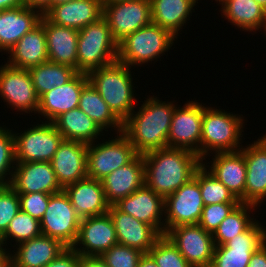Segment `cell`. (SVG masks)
Masks as SVG:
<instances>
[{
	"mask_svg": "<svg viewBox=\"0 0 266 267\" xmlns=\"http://www.w3.org/2000/svg\"><path fill=\"white\" fill-rule=\"evenodd\" d=\"M145 185L164 199L193 178L202 160L186 149L163 148L143 155Z\"/></svg>",
	"mask_w": 266,
	"mask_h": 267,
	"instance_id": "obj_1",
	"label": "cell"
},
{
	"mask_svg": "<svg viewBox=\"0 0 266 267\" xmlns=\"http://www.w3.org/2000/svg\"><path fill=\"white\" fill-rule=\"evenodd\" d=\"M175 107L171 101L166 103L150 96L137 113L133 110L123 122L122 132L138 155L167 148V137Z\"/></svg>",
	"mask_w": 266,
	"mask_h": 267,
	"instance_id": "obj_2",
	"label": "cell"
},
{
	"mask_svg": "<svg viewBox=\"0 0 266 267\" xmlns=\"http://www.w3.org/2000/svg\"><path fill=\"white\" fill-rule=\"evenodd\" d=\"M131 68L118 61L90 71L89 82L123 123L135 109Z\"/></svg>",
	"mask_w": 266,
	"mask_h": 267,
	"instance_id": "obj_3",
	"label": "cell"
},
{
	"mask_svg": "<svg viewBox=\"0 0 266 267\" xmlns=\"http://www.w3.org/2000/svg\"><path fill=\"white\" fill-rule=\"evenodd\" d=\"M117 57L118 43L104 17L79 30L76 63L78 73L88 74L110 65L117 61Z\"/></svg>",
	"mask_w": 266,
	"mask_h": 267,
	"instance_id": "obj_4",
	"label": "cell"
},
{
	"mask_svg": "<svg viewBox=\"0 0 266 267\" xmlns=\"http://www.w3.org/2000/svg\"><path fill=\"white\" fill-rule=\"evenodd\" d=\"M243 117L205 107L202 126L200 159L205 160L210 150L216 152H234L241 149ZM242 128V129H241ZM241 137V139H240ZM239 147V148H238Z\"/></svg>",
	"mask_w": 266,
	"mask_h": 267,
	"instance_id": "obj_5",
	"label": "cell"
},
{
	"mask_svg": "<svg viewBox=\"0 0 266 267\" xmlns=\"http://www.w3.org/2000/svg\"><path fill=\"white\" fill-rule=\"evenodd\" d=\"M175 37L167 29L150 23L128 35L118 44L117 61L129 67L142 65L161 57L171 48Z\"/></svg>",
	"mask_w": 266,
	"mask_h": 267,
	"instance_id": "obj_6",
	"label": "cell"
},
{
	"mask_svg": "<svg viewBox=\"0 0 266 267\" xmlns=\"http://www.w3.org/2000/svg\"><path fill=\"white\" fill-rule=\"evenodd\" d=\"M138 154L128 137L119 132L115 139L96 145L88 144L87 177L102 180L107 175L130 163Z\"/></svg>",
	"mask_w": 266,
	"mask_h": 267,
	"instance_id": "obj_7",
	"label": "cell"
},
{
	"mask_svg": "<svg viewBox=\"0 0 266 267\" xmlns=\"http://www.w3.org/2000/svg\"><path fill=\"white\" fill-rule=\"evenodd\" d=\"M13 136L16 162H51L63 140L54 123L49 121L28 128L21 134L13 132Z\"/></svg>",
	"mask_w": 266,
	"mask_h": 267,
	"instance_id": "obj_8",
	"label": "cell"
},
{
	"mask_svg": "<svg viewBox=\"0 0 266 267\" xmlns=\"http://www.w3.org/2000/svg\"><path fill=\"white\" fill-rule=\"evenodd\" d=\"M80 221L81 218L64 190L50 194L48 207L40 221L42 235L73 247L78 237Z\"/></svg>",
	"mask_w": 266,
	"mask_h": 267,
	"instance_id": "obj_9",
	"label": "cell"
},
{
	"mask_svg": "<svg viewBox=\"0 0 266 267\" xmlns=\"http://www.w3.org/2000/svg\"><path fill=\"white\" fill-rule=\"evenodd\" d=\"M175 107L167 148L186 149L200 158L201 126L205 106L199 102L189 101L182 108Z\"/></svg>",
	"mask_w": 266,
	"mask_h": 267,
	"instance_id": "obj_10",
	"label": "cell"
},
{
	"mask_svg": "<svg viewBox=\"0 0 266 267\" xmlns=\"http://www.w3.org/2000/svg\"><path fill=\"white\" fill-rule=\"evenodd\" d=\"M165 235L192 267H210L215 249L212 233L190 224L173 227Z\"/></svg>",
	"mask_w": 266,
	"mask_h": 267,
	"instance_id": "obj_11",
	"label": "cell"
},
{
	"mask_svg": "<svg viewBox=\"0 0 266 267\" xmlns=\"http://www.w3.org/2000/svg\"><path fill=\"white\" fill-rule=\"evenodd\" d=\"M165 233L180 225L198 224L204 203L199 182L193 177L164 199Z\"/></svg>",
	"mask_w": 266,
	"mask_h": 267,
	"instance_id": "obj_12",
	"label": "cell"
},
{
	"mask_svg": "<svg viewBox=\"0 0 266 267\" xmlns=\"http://www.w3.org/2000/svg\"><path fill=\"white\" fill-rule=\"evenodd\" d=\"M255 222L224 245L215 246L210 267H247L252 254L266 243L265 226Z\"/></svg>",
	"mask_w": 266,
	"mask_h": 267,
	"instance_id": "obj_13",
	"label": "cell"
},
{
	"mask_svg": "<svg viewBox=\"0 0 266 267\" xmlns=\"http://www.w3.org/2000/svg\"><path fill=\"white\" fill-rule=\"evenodd\" d=\"M103 5V17L107 20L112 36L118 44L128 35L152 22L150 0L122 1Z\"/></svg>",
	"mask_w": 266,
	"mask_h": 267,
	"instance_id": "obj_14",
	"label": "cell"
},
{
	"mask_svg": "<svg viewBox=\"0 0 266 267\" xmlns=\"http://www.w3.org/2000/svg\"><path fill=\"white\" fill-rule=\"evenodd\" d=\"M0 67V97L17 111L37 113L39 97L28 69H19L8 64Z\"/></svg>",
	"mask_w": 266,
	"mask_h": 267,
	"instance_id": "obj_15",
	"label": "cell"
},
{
	"mask_svg": "<svg viewBox=\"0 0 266 267\" xmlns=\"http://www.w3.org/2000/svg\"><path fill=\"white\" fill-rule=\"evenodd\" d=\"M118 244L113 220L109 213L82 218L73 249L83 256H100ZM78 245L83 246L81 249Z\"/></svg>",
	"mask_w": 266,
	"mask_h": 267,
	"instance_id": "obj_16",
	"label": "cell"
},
{
	"mask_svg": "<svg viewBox=\"0 0 266 267\" xmlns=\"http://www.w3.org/2000/svg\"><path fill=\"white\" fill-rule=\"evenodd\" d=\"M10 186L18 194H54L63 190L51 162H16Z\"/></svg>",
	"mask_w": 266,
	"mask_h": 267,
	"instance_id": "obj_17",
	"label": "cell"
},
{
	"mask_svg": "<svg viewBox=\"0 0 266 267\" xmlns=\"http://www.w3.org/2000/svg\"><path fill=\"white\" fill-rule=\"evenodd\" d=\"M114 205L120 211L151 225L160 235H165V223L162 218L163 213L165 214L164 198L145 184Z\"/></svg>",
	"mask_w": 266,
	"mask_h": 267,
	"instance_id": "obj_18",
	"label": "cell"
},
{
	"mask_svg": "<svg viewBox=\"0 0 266 267\" xmlns=\"http://www.w3.org/2000/svg\"><path fill=\"white\" fill-rule=\"evenodd\" d=\"M87 149L88 144L79 141L60 143L51 164L62 188L87 177Z\"/></svg>",
	"mask_w": 266,
	"mask_h": 267,
	"instance_id": "obj_19",
	"label": "cell"
},
{
	"mask_svg": "<svg viewBox=\"0 0 266 267\" xmlns=\"http://www.w3.org/2000/svg\"><path fill=\"white\" fill-rule=\"evenodd\" d=\"M245 147L240 149L247 168L245 203L260 206L266 198V135Z\"/></svg>",
	"mask_w": 266,
	"mask_h": 267,
	"instance_id": "obj_20",
	"label": "cell"
},
{
	"mask_svg": "<svg viewBox=\"0 0 266 267\" xmlns=\"http://www.w3.org/2000/svg\"><path fill=\"white\" fill-rule=\"evenodd\" d=\"M89 82L85 73H77L70 81L56 86L39 98L37 113L53 122L62 113L73 110L79 105L82 88Z\"/></svg>",
	"mask_w": 266,
	"mask_h": 267,
	"instance_id": "obj_21",
	"label": "cell"
},
{
	"mask_svg": "<svg viewBox=\"0 0 266 267\" xmlns=\"http://www.w3.org/2000/svg\"><path fill=\"white\" fill-rule=\"evenodd\" d=\"M77 215L82 219L108 213V203L102 182L86 177L63 188Z\"/></svg>",
	"mask_w": 266,
	"mask_h": 267,
	"instance_id": "obj_22",
	"label": "cell"
},
{
	"mask_svg": "<svg viewBox=\"0 0 266 267\" xmlns=\"http://www.w3.org/2000/svg\"><path fill=\"white\" fill-rule=\"evenodd\" d=\"M102 0H73L51 7L44 16L59 26L80 30L103 17Z\"/></svg>",
	"mask_w": 266,
	"mask_h": 267,
	"instance_id": "obj_23",
	"label": "cell"
},
{
	"mask_svg": "<svg viewBox=\"0 0 266 267\" xmlns=\"http://www.w3.org/2000/svg\"><path fill=\"white\" fill-rule=\"evenodd\" d=\"M108 213L113 220L118 244L120 245L133 247L143 253H148L161 236L151 225L120 211L115 205H110Z\"/></svg>",
	"mask_w": 266,
	"mask_h": 267,
	"instance_id": "obj_24",
	"label": "cell"
},
{
	"mask_svg": "<svg viewBox=\"0 0 266 267\" xmlns=\"http://www.w3.org/2000/svg\"><path fill=\"white\" fill-rule=\"evenodd\" d=\"M208 170L239 201L245 203L247 168L244 154L239 151L216 152Z\"/></svg>",
	"mask_w": 266,
	"mask_h": 267,
	"instance_id": "obj_25",
	"label": "cell"
},
{
	"mask_svg": "<svg viewBox=\"0 0 266 267\" xmlns=\"http://www.w3.org/2000/svg\"><path fill=\"white\" fill-rule=\"evenodd\" d=\"M8 54L11 55H9L10 58L6 64L19 69H29L49 61L44 31V15L37 26L9 49Z\"/></svg>",
	"mask_w": 266,
	"mask_h": 267,
	"instance_id": "obj_26",
	"label": "cell"
},
{
	"mask_svg": "<svg viewBox=\"0 0 266 267\" xmlns=\"http://www.w3.org/2000/svg\"><path fill=\"white\" fill-rule=\"evenodd\" d=\"M101 182L110 205L135 192L145 184L143 155H137L130 163L113 171Z\"/></svg>",
	"mask_w": 266,
	"mask_h": 267,
	"instance_id": "obj_27",
	"label": "cell"
},
{
	"mask_svg": "<svg viewBox=\"0 0 266 267\" xmlns=\"http://www.w3.org/2000/svg\"><path fill=\"white\" fill-rule=\"evenodd\" d=\"M42 13L25 5L0 11V51L8 52L40 23Z\"/></svg>",
	"mask_w": 266,
	"mask_h": 267,
	"instance_id": "obj_28",
	"label": "cell"
},
{
	"mask_svg": "<svg viewBox=\"0 0 266 267\" xmlns=\"http://www.w3.org/2000/svg\"><path fill=\"white\" fill-rule=\"evenodd\" d=\"M49 61L76 69L79 31L51 23L44 16Z\"/></svg>",
	"mask_w": 266,
	"mask_h": 267,
	"instance_id": "obj_29",
	"label": "cell"
},
{
	"mask_svg": "<svg viewBox=\"0 0 266 267\" xmlns=\"http://www.w3.org/2000/svg\"><path fill=\"white\" fill-rule=\"evenodd\" d=\"M11 260L19 267H45L67 248L60 240L40 235L17 244Z\"/></svg>",
	"mask_w": 266,
	"mask_h": 267,
	"instance_id": "obj_30",
	"label": "cell"
},
{
	"mask_svg": "<svg viewBox=\"0 0 266 267\" xmlns=\"http://www.w3.org/2000/svg\"><path fill=\"white\" fill-rule=\"evenodd\" d=\"M53 123L65 140L90 144L103 133L99 125L79 107L62 113Z\"/></svg>",
	"mask_w": 266,
	"mask_h": 267,
	"instance_id": "obj_31",
	"label": "cell"
},
{
	"mask_svg": "<svg viewBox=\"0 0 266 267\" xmlns=\"http://www.w3.org/2000/svg\"><path fill=\"white\" fill-rule=\"evenodd\" d=\"M150 2L152 23L167 29L177 37L198 0H150Z\"/></svg>",
	"mask_w": 266,
	"mask_h": 267,
	"instance_id": "obj_32",
	"label": "cell"
},
{
	"mask_svg": "<svg viewBox=\"0 0 266 267\" xmlns=\"http://www.w3.org/2000/svg\"><path fill=\"white\" fill-rule=\"evenodd\" d=\"M223 15L243 31L265 29L266 9L255 0H221Z\"/></svg>",
	"mask_w": 266,
	"mask_h": 267,
	"instance_id": "obj_33",
	"label": "cell"
},
{
	"mask_svg": "<svg viewBox=\"0 0 266 267\" xmlns=\"http://www.w3.org/2000/svg\"><path fill=\"white\" fill-rule=\"evenodd\" d=\"M78 107L104 130L114 127L123 131V123L113 114L97 90L88 82L81 91Z\"/></svg>",
	"mask_w": 266,
	"mask_h": 267,
	"instance_id": "obj_34",
	"label": "cell"
},
{
	"mask_svg": "<svg viewBox=\"0 0 266 267\" xmlns=\"http://www.w3.org/2000/svg\"><path fill=\"white\" fill-rule=\"evenodd\" d=\"M28 72L39 98L54 87L66 84L78 73L76 69L68 65L51 61L31 67Z\"/></svg>",
	"mask_w": 266,
	"mask_h": 267,
	"instance_id": "obj_35",
	"label": "cell"
},
{
	"mask_svg": "<svg viewBox=\"0 0 266 267\" xmlns=\"http://www.w3.org/2000/svg\"><path fill=\"white\" fill-rule=\"evenodd\" d=\"M255 207L257 206L253 204L239 203L212 234L215 246L224 245L245 232L255 222L249 215L250 210H254Z\"/></svg>",
	"mask_w": 266,
	"mask_h": 267,
	"instance_id": "obj_36",
	"label": "cell"
},
{
	"mask_svg": "<svg viewBox=\"0 0 266 267\" xmlns=\"http://www.w3.org/2000/svg\"><path fill=\"white\" fill-rule=\"evenodd\" d=\"M203 163L196 169L193 177L199 182L204 206L219 203H240L209 170L207 171L206 165Z\"/></svg>",
	"mask_w": 266,
	"mask_h": 267,
	"instance_id": "obj_37",
	"label": "cell"
},
{
	"mask_svg": "<svg viewBox=\"0 0 266 267\" xmlns=\"http://www.w3.org/2000/svg\"><path fill=\"white\" fill-rule=\"evenodd\" d=\"M40 235H42L40 221L20 210L0 237V243L4 246L9 238H14L17 245Z\"/></svg>",
	"mask_w": 266,
	"mask_h": 267,
	"instance_id": "obj_38",
	"label": "cell"
},
{
	"mask_svg": "<svg viewBox=\"0 0 266 267\" xmlns=\"http://www.w3.org/2000/svg\"><path fill=\"white\" fill-rule=\"evenodd\" d=\"M158 267H192L166 235H161L148 251Z\"/></svg>",
	"mask_w": 266,
	"mask_h": 267,
	"instance_id": "obj_39",
	"label": "cell"
},
{
	"mask_svg": "<svg viewBox=\"0 0 266 267\" xmlns=\"http://www.w3.org/2000/svg\"><path fill=\"white\" fill-rule=\"evenodd\" d=\"M15 165L16 161H15L13 132L12 130L2 128L1 126L0 127V185H10L13 177L12 169H14ZM8 174L10 176L7 177ZM5 177L8 179H6Z\"/></svg>",
	"mask_w": 266,
	"mask_h": 267,
	"instance_id": "obj_40",
	"label": "cell"
},
{
	"mask_svg": "<svg viewBox=\"0 0 266 267\" xmlns=\"http://www.w3.org/2000/svg\"><path fill=\"white\" fill-rule=\"evenodd\" d=\"M143 254L139 249L117 244L103 252L100 257L108 267H138Z\"/></svg>",
	"mask_w": 266,
	"mask_h": 267,
	"instance_id": "obj_41",
	"label": "cell"
},
{
	"mask_svg": "<svg viewBox=\"0 0 266 267\" xmlns=\"http://www.w3.org/2000/svg\"><path fill=\"white\" fill-rule=\"evenodd\" d=\"M20 211L18 193L10 185H0V237Z\"/></svg>",
	"mask_w": 266,
	"mask_h": 267,
	"instance_id": "obj_42",
	"label": "cell"
},
{
	"mask_svg": "<svg viewBox=\"0 0 266 267\" xmlns=\"http://www.w3.org/2000/svg\"><path fill=\"white\" fill-rule=\"evenodd\" d=\"M239 203H219L204 206L198 224L207 232L214 233L221 222Z\"/></svg>",
	"mask_w": 266,
	"mask_h": 267,
	"instance_id": "obj_43",
	"label": "cell"
},
{
	"mask_svg": "<svg viewBox=\"0 0 266 267\" xmlns=\"http://www.w3.org/2000/svg\"><path fill=\"white\" fill-rule=\"evenodd\" d=\"M18 196L20 200V210L41 221L48 207L50 194L38 192L18 194Z\"/></svg>",
	"mask_w": 266,
	"mask_h": 267,
	"instance_id": "obj_44",
	"label": "cell"
},
{
	"mask_svg": "<svg viewBox=\"0 0 266 267\" xmlns=\"http://www.w3.org/2000/svg\"><path fill=\"white\" fill-rule=\"evenodd\" d=\"M78 263L79 254L73 249V247H67L45 267H77Z\"/></svg>",
	"mask_w": 266,
	"mask_h": 267,
	"instance_id": "obj_45",
	"label": "cell"
},
{
	"mask_svg": "<svg viewBox=\"0 0 266 267\" xmlns=\"http://www.w3.org/2000/svg\"><path fill=\"white\" fill-rule=\"evenodd\" d=\"M247 267H266V243L252 254Z\"/></svg>",
	"mask_w": 266,
	"mask_h": 267,
	"instance_id": "obj_46",
	"label": "cell"
},
{
	"mask_svg": "<svg viewBox=\"0 0 266 267\" xmlns=\"http://www.w3.org/2000/svg\"><path fill=\"white\" fill-rule=\"evenodd\" d=\"M77 267H108L100 256H83L79 255Z\"/></svg>",
	"mask_w": 266,
	"mask_h": 267,
	"instance_id": "obj_47",
	"label": "cell"
},
{
	"mask_svg": "<svg viewBox=\"0 0 266 267\" xmlns=\"http://www.w3.org/2000/svg\"><path fill=\"white\" fill-rule=\"evenodd\" d=\"M25 6L39 10L44 15L51 8V0H24Z\"/></svg>",
	"mask_w": 266,
	"mask_h": 267,
	"instance_id": "obj_48",
	"label": "cell"
},
{
	"mask_svg": "<svg viewBox=\"0 0 266 267\" xmlns=\"http://www.w3.org/2000/svg\"><path fill=\"white\" fill-rule=\"evenodd\" d=\"M25 5L24 0H0V11Z\"/></svg>",
	"mask_w": 266,
	"mask_h": 267,
	"instance_id": "obj_49",
	"label": "cell"
},
{
	"mask_svg": "<svg viewBox=\"0 0 266 267\" xmlns=\"http://www.w3.org/2000/svg\"><path fill=\"white\" fill-rule=\"evenodd\" d=\"M138 267H158V265L148 253H144L139 260Z\"/></svg>",
	"mask_w": 266,
	"mask_h": 267,
	"instance_id": "obj_50",
	"label": "cell"
},
{
	"mask_svg": "<svg viewBox=\"0 0 266 267\" xmlns=\"http://www.w3.org/2000/svg\"><path fill=\"white\" fill-rule=\"evenodd\" d=\"M7 249L3 247L0 243V267H5L7 263L11 260L10 251H6Z\"/></svg>",
	"mask_w": 266,
	"mask_h": 267,
	"instance_id": "obj_51",
	"label": "cell"
},
{
	"mask_svg": "<svg viewBox=\"0 0 266 267\" xmlns=\"http://www.w3.org/2000/svg\"><path fill=\"white\" fill-rule=\"evenodd\" d=\"M70 1H73V0H51V7L59 5V4H63L66 2H70Z\"/></svg>",
	"mask_w": 266,
	"mask_h": 267,
	"instance_id": "obj_52",
	"label": "cell"
},
{
	"mask_svg": "<svg viewBox=\"0 0 266 267\" xmlns=\"http://www.w3.org/2000/svg\"><path fill=\"white\" fill-rule=\"evenodd\" d=\"M103 4H113L116 2H122V1H133V0H102Z\"/></svg>",
	"mask_w": 266,
	"mask_h": 267,
	"instance_id": "obj_53",
	"label": "cell"
},
{
	"mask_svg": "<svg viewBox=\"0 0 266 267\" xmlns=\"http://www.w3.org/2000/svg\"><path fill=\"white\" fill-rule=\"evenodd\" d=\"M258 4H260L263 8L266 9V0H255Z\"/></svg>",
	"mask_w": 266,
	"mask_h": 267,
	"instance_id": "obj_54",
	"label": "cell"
},
{
	"mask_svg": "<svg viewBox=\"0 0 266 267\" xmlns=\"http://www.w3.org/2000/svg\"><path fill=\"white\" fill-rule=\"evenodd\" d=\"M5 267H19L12 260H10Z\"/></svg>",
	"mask_w": 266,
	"mask_h": 267,
	"instance_id": "obj_55",
	"label": "cell"
}]
</instances>
